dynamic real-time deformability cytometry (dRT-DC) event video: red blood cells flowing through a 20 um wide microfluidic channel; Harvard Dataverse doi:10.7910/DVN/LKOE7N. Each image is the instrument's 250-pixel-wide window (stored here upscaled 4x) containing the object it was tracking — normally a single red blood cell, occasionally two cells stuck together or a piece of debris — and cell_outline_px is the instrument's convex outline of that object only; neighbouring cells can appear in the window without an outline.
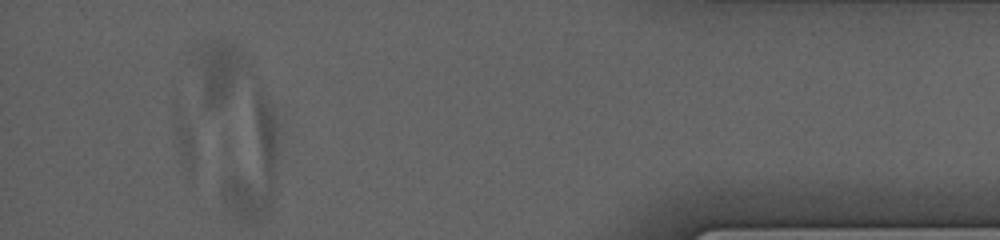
{"species": "human", "species_latin": "Homo sapiens", "temperature_condition": "cold", "stored_images_in_passage": 67, "camera_frame_rate_fps": 3000, "um_per_image_px": 0.085, "donor": {"sex": "male"}, "frame": {"image": 1, "passage_image": 62, "time_ms": 11.333, "image_size_px": [1000, 240], "cell_outline_px": [[276, 148], [272, 200], [268, 208], [256, 220], [240, 220], [224, 204], [220, 192], [224, 180], [256, 96], [260, 96], [268, 108], [272, 116], [276, 128]], "centroid_in_image_um": [21.45, 14.13], "position_along_channel_um": 413.7, "area_um2": 32.43}}